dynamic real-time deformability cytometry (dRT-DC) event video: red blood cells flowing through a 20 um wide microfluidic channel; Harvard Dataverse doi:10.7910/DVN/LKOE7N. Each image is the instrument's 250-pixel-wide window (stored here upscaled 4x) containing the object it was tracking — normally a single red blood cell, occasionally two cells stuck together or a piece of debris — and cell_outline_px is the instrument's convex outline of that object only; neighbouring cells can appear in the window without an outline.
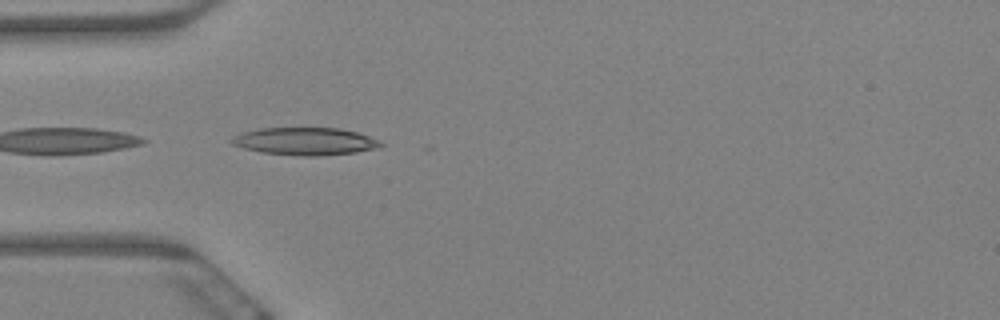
{"species": "Egyptian fruit bat (a non-hibernating species)", "species_latin": "Rousettus aegyptiacus", "temperature_condition": "warm", "stored_images_in_passage": 5, "camera_frame_rate_fps": 3000, "um_per_image_px": 0.085, "animal": {"sex": "female"}, "frame": {"image": 1, "passage_image": 5, "time_ms": 1.333, "image_size_px": [1000, 320], "cell_outline_px": [[384, 144], [376, 148], [356, 152], [320, 156], [300, 156], [260, 152], [244, 148], [232, 144], [228, 140], [232, 136], [240, 132], [260, 128], [340, 128], [356, 132], [380, 140]], "centroid_in_image_um": [25.89, 12.01], "position_along_channel_um": 59.1, "area_um2": 24.1}}